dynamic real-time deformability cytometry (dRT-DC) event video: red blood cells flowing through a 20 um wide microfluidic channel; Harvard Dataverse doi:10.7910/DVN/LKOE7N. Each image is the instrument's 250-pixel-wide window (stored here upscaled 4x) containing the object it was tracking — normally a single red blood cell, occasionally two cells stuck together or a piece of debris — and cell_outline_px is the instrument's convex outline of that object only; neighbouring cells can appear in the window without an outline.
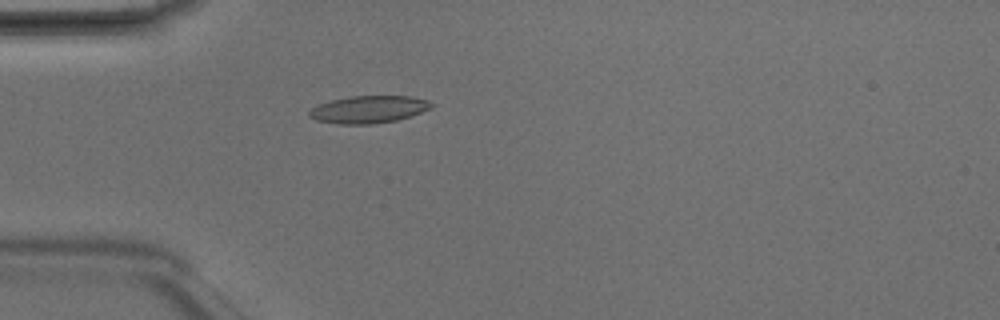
{"species": "Egyptian fruit bat (a non-hibernating species)", "species_latin": "Rousettus aegyptiacus", "temperature_condition": "room temperature", "stored_images_in_passage": 1, "camera_frame_rate_fps": 3000, "um_per_image_px": 0.085, "animal": {"sex": "male"}, "frame": {"image": 1, "passage_image": 1, "time_ms": 0.0, "image_size_px": [1000, 320], "cell_outline_px": [[436, 104], [432, 108], [396, 120], [368, 124], [336, 124], [316, 120], [308, 116], [308, 112], [312, 108], [320, 104], [332, 100], [352, 96], [412, 96], [428, 100]], "centroid_in_image_um": [31.34, 9.29], "position_along_channel_um": 53.7, "area_um2": 19.36}}